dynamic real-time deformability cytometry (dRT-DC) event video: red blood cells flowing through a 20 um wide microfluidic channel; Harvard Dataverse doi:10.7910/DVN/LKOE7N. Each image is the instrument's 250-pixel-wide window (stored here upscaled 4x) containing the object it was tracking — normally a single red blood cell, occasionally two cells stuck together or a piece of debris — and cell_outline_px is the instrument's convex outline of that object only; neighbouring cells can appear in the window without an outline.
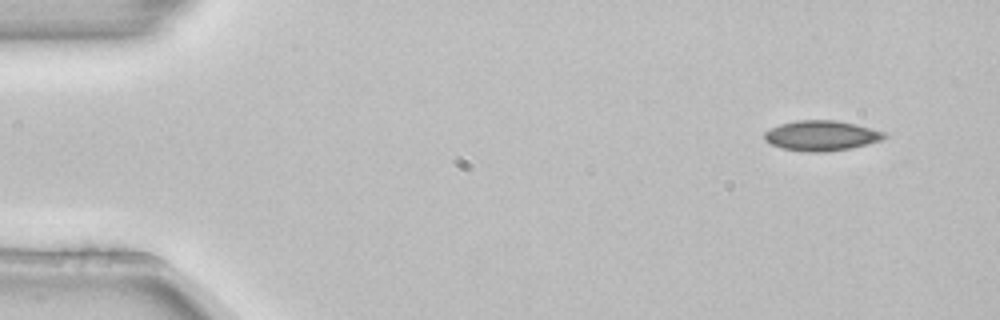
{"species": "common noctule bat (a hibernating species)", "species_latin": "Nyctalus noctula", "temperature_condition": "room temperature", "stored_images_in_passage": 4, "camera_frame_rate_fps": 3000, "um_per_image_px": 0.085, "animal": {"sex": "female", "body_mass_g": 22.7, "forearm_length_mm": 54.2}, "frame": {"image": 1, "passage_image": 1, "time_ms": 0.0, "image_size_px": [1000, 320], "cell_outline_px": [[888, 136], [880, 140], [848, 148], [824, 152], [808, 152], [784, 148], [772, 144], [764, 140], [764, 132], [768, 128], [780, 124], [796, 120], [836, 120], [872, 128], [884, 132]], "centroid_in_image_um": [69.77, 11.51], "position_along_channel_um": 15.2, "area_um2": 20.87}}
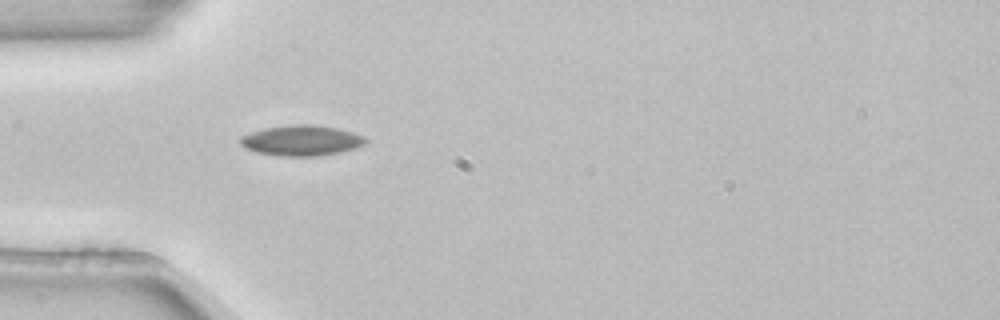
{"frame": {"image": 2, "passage_image": 4, "time_ms": 1.0, "image_size_px": [1000, 320], "cell_outline_px": [[368, 140], [364, 144], [356, 148], [340, 152], [320, 156], [280, 156], [256, 152], [244, 148], [240, 144], [240, 136], [264, 128], [288, 124], [316, 124], [336, 128], [352, 132], [364, 136]], "centroid_in_image_um": [25.62, 11.94], "position_along_channel_um": 59.4, "area_um2": 22.48}}